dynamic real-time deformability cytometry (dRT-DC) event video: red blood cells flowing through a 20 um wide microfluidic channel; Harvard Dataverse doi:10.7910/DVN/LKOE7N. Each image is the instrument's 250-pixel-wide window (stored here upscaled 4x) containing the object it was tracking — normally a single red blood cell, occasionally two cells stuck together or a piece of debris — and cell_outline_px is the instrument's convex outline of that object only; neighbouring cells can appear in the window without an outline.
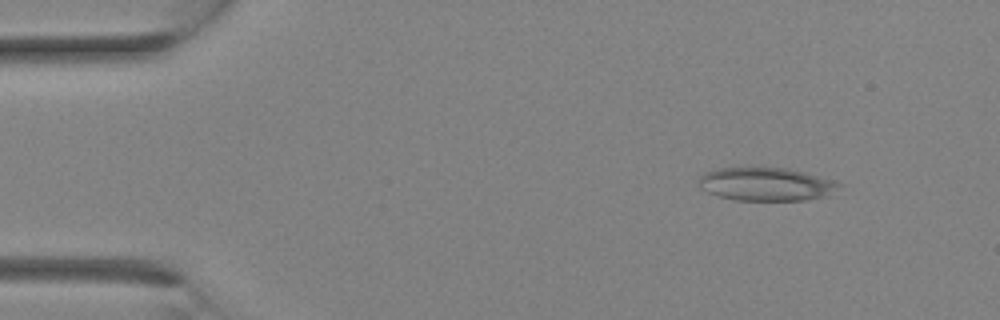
{"species": "Egyptian fruit bat (a non-hibernating species)", "species_latin": "Rousettus aegyptiacus", "temperature_condition": "room temperature", "stored_images_in_passage": 15, "camera_frame_rate_fps": 3000, "um_per_image_px": 0.085, "animal": {"sex": "female"}, "frame": {"image": 1, "passage_image": 3, "time_ms": 0.667, "image_size_px": [1000, 320], "cell_outline_px": [[844, 184], [828, 196], [804, 200], [736, 200], [720, 196], [708, 192], [700, 184], [700, 176], [704, 172], [720, 168], [788, 168], [804, 172], [832, 180]], "centroid_in_image_um": [65.17, 15.66], "position_along_channel_um": 19.8, "area_um2": 26.88}}
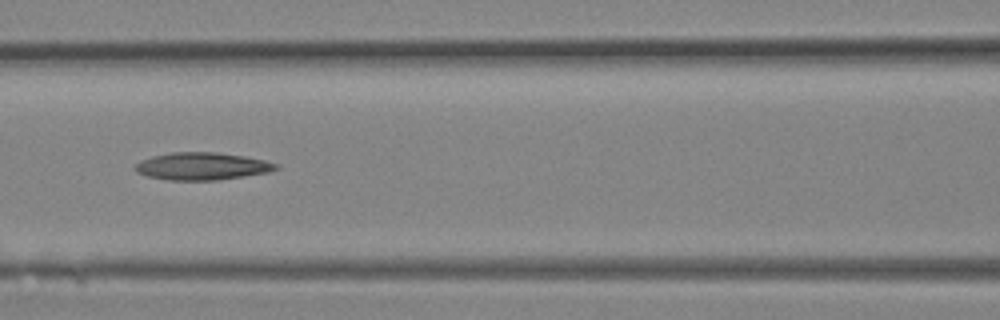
{"frame": {"image": 2, "passage_image": 12, "time_ms": 3.667, "image_size_px": [1000, 320], "cell_outline_px": [[280, 168], [268, 172], [244, 176], [216, 180], [168, 180], [148, 176], [136, 172], [132, 168], [140, 160], [152, 156], [172, 152], [216, 152], [244, 156], [264, 160], [280, 164]], "centroid_in_image_um": [17.16, 14.12], "position_along_channel_um": 149.4, "area_um2": 22.6}}
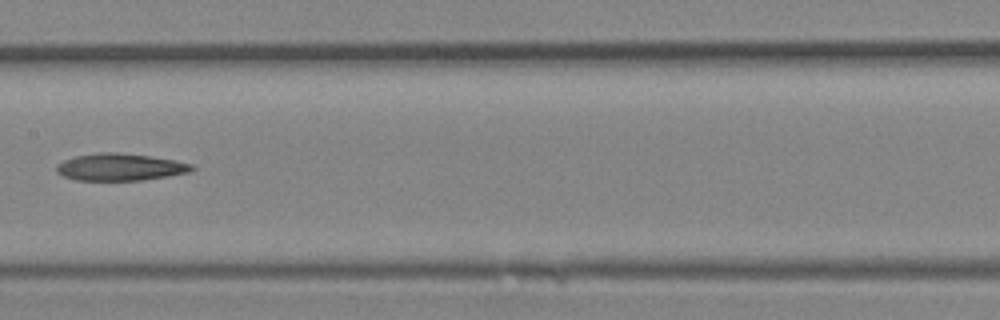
{"frame": {"image": 3, "passage_image": 14, "time_ms": 4.333, "image_size_px": [1000, 320], "cell_outline_px": [[196, 168], [188, 172], [168, 176], [144, 180], [76, 180], [64, 176], [56, 172], [56, 164], [64, 160], [76, 156], [100, 152], [116, 152], [148, 156], [172, 160], [192, 164]], "centroid_in_image_um": [10.18, 14.2], "position_along_channel_um": 197.2, "area_um2": 21.21}}